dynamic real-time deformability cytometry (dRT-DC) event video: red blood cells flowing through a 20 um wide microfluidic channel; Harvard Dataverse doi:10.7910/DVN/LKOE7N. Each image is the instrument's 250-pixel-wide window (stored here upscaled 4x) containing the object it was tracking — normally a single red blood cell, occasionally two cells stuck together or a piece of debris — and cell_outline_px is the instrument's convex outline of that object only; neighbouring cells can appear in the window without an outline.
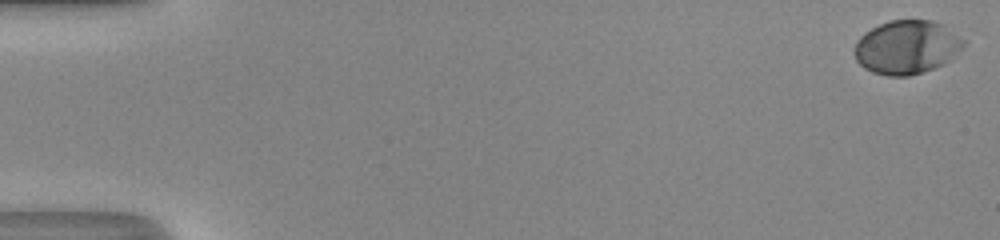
{"species": "human", "species_latin": "Homo sapiens", "temperature_condition": "room temperature", "stored_images_in_passage": 51, "camera_frame_rate_fps": 3000, "um_per_image_px": 0.085, "donor": {"sex": "male"}, "frame": {"image": 1, "passage_image": 1, "time_ms": 0.0, "image_size_px": [1000, 240], "cell_outline_px": [[968, 40], [952, 60], [944, 64], [908, 76], [888, 76], [872, 72], [864, 68], [856, 60], [852, 52], [856, 40], [864, 32], [888, 20], [932, 20], [944, 24]], "centroid_in_image_um": [77.09, 3.99], "position_along_channel_um": 7.9, "area_um2": 34.74}}
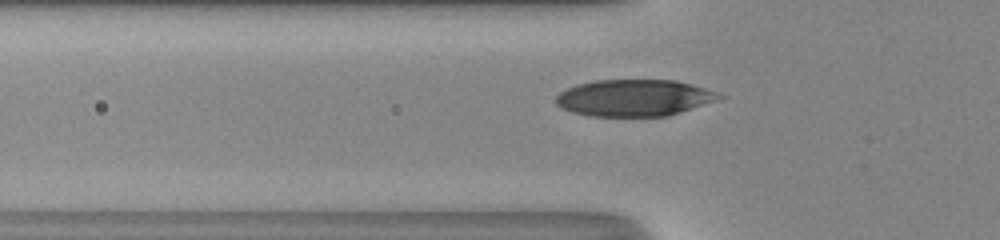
{"frame": {"image": 2, "passage_image": 19, "time_ms": 6.0, "image_size_px": [1000, 240], "cell_outline_px": [[728, 96], [668, 116], [588, 116], [572, 112], [556, 104], [556, 96], [560, 92], [576, 84], [596, 80], [676, 80], [692, 84]], "centroid_in_image_um": [53.9, 8.31], "position_along_channel_um": 71.9, "area_um2": 34.8}}
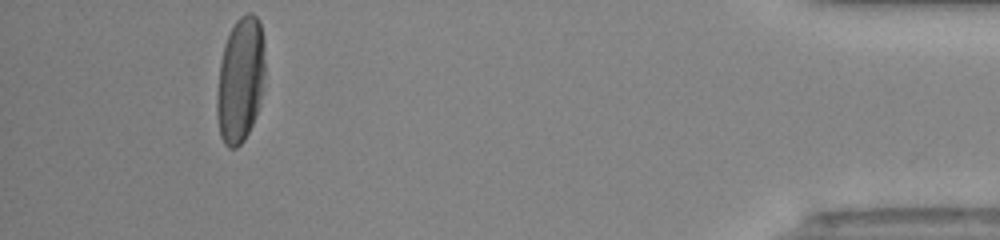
{"frame": {"image": 3, "passage_image": 48, "time_ms": 15.667, "image_size_px": [1000, 240], "cell_outline_px": [[264, 76], [256, 116], [244, 140], [236, 148], [228, 148], [224, 144], [220, 136], [216, 116], [216, 96], [220, 60], [224, 44], [236, 20], [240, 16], [248, 12], [252, 12], [256, 16], [260, 24], [264, 40]], "centroid_in_image_um": [20.41, 6.8], "position_along_channel_um": 414.8, "area_um2": 35.32}, "authors_computed_cell_mechanics": {"area_um2": 35.2002, "velocity_mm_per_s": 4.2003, "shape_relaxation_time_tau1_ms": 3.0922, "shape_relaxation_time_tau2_ms": null, "deformation_change_tau1": 0.1744, "deformation_change_tau2": null}}